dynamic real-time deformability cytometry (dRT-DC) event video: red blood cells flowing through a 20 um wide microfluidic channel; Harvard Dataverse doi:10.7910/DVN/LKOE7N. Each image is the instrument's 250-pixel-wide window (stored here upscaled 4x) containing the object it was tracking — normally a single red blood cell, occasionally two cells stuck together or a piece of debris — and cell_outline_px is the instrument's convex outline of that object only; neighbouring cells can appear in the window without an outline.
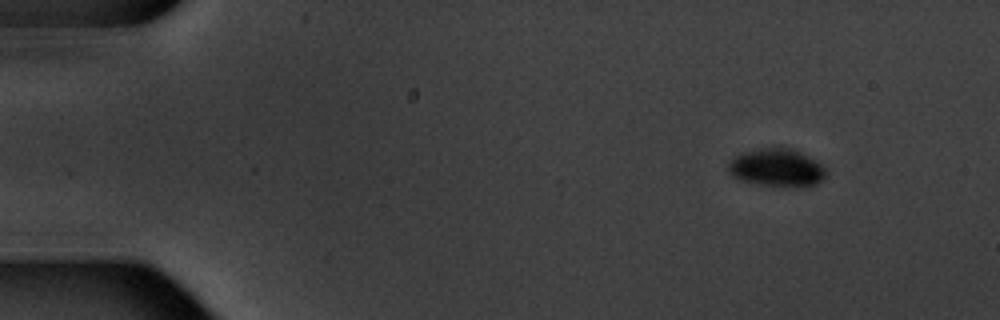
{"species": "common noctule bat (a hibernating species)", "species_latin": "Nyctalus noctula", "temperature_condition": "warm", "stored_images_in_passage": 15, "camera_frame_rate_fps": 3000, "um_per_image_px": 0.085, "animal": {"sex": "male", "body_mass_g": 20.1, "forearm_length_mm": 53.5}, "frame": {"image": 1, "passage_image": 2, "time_ms": 1.0, "image_size_px": [1000, 320], "cell_outline_px": [[828, 172], [816, 184], [804, 188], [796, 188], [760, 184], [740, 180], [732, 176], [728, 172], [728, 164], [736, 156], [744, 152], [772, 144], [796, 148], [820, 164]], "centroid_in_image_um": [66.04, 14.22], "position_along_channel_um": 19.0, "area_um2": 22.25}}
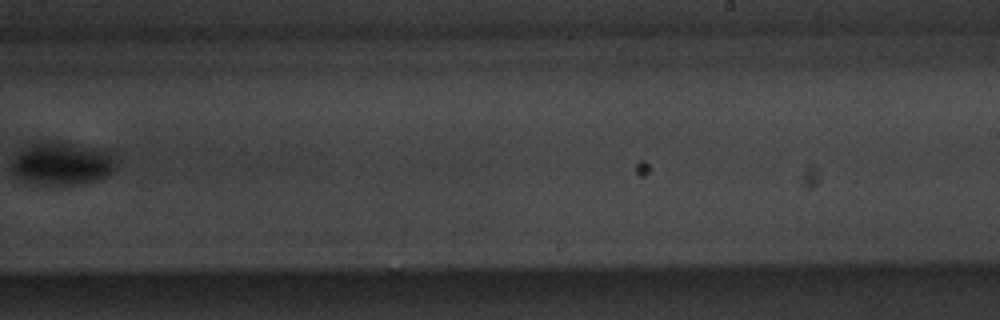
{"frame": {"image": 2, "passage_image": 10, "time_ms": 11.667, "image_size_px": [1000, 320], "cell_outline_px": [[116, 168], [108, 176], [96, 180], [64, 188], [52, 188], [20, 180], [12, 172], [12, 160], [16, 152], [32, 144], [56, 140], [60, 140], [108, 152], [112, 156], [116, 164]], "centroid_in_image_um": [5.22, 13.96], "position_along_channel_um": 283.8, "area_um2": 26.93}}
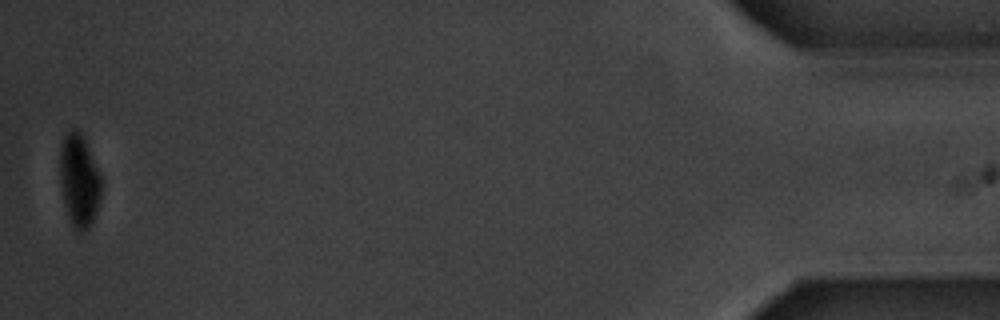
{"frame": {"image": 3, "passage_image": 15, "time_ms": 18.333, "image_size_px": [1000, 320], "cell_outline_px": [[100, 196], [92, 220], [88, 228], [84, 232], [72, 232], [64, 204], [60, 180], [60, 148], [64, 136], [72, 128], [80, 128], [84, 136], [100, 176]], "centroid_in_image_um": [6.69, 15.34], "position_along_channel_um": 428.5, "area_um2": 22.43}, "authors_computed_cell_mechanics": {"area_um2": 25.0852, "velocity_mm_per_s": 3.4606, "shape_relaxation_time_tau1_ms": 2.0114, "shape_relaxation_time_tau2_ms": null, "deformation_change_tau1": 0.1446, "deformation_change_tau2": null}}